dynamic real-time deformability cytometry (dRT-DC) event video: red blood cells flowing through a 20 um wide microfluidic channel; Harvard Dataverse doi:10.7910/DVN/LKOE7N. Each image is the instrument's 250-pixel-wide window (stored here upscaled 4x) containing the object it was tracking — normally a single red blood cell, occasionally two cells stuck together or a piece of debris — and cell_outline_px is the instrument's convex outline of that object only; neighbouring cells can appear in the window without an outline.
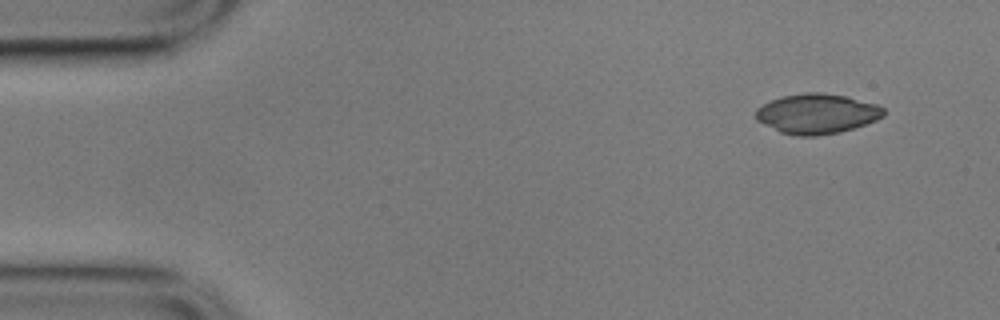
{"species": "common noctule bat (a hibernating species)", "species_latin": "Nyctalus noctula", "temperature_condition": "cold", "stored_images_in_passage": 52, "camera_frame_rate_fps": 3000, "um_per_image_px": 0.085, "animal": {"sex": "male", "body_mass_g": 17.9}, "frame": {"image": 1, "passage_image": 1, "time_ms": 0.0, "image_size_px": [1000, 320], "cell_outline_px": [[884, 116], [876, 120], [840, 132], [816, 136], [796, 136], [780, 132], [756, 120], [756, 108], [780, 96], [808, 92], [820, 92], [844, 96], [876, 104], [884, 108]], "centroid_in_image_um": [69.42, 9.67], "position_along_channel_um": 15.6, "area_um2": 29.59}}